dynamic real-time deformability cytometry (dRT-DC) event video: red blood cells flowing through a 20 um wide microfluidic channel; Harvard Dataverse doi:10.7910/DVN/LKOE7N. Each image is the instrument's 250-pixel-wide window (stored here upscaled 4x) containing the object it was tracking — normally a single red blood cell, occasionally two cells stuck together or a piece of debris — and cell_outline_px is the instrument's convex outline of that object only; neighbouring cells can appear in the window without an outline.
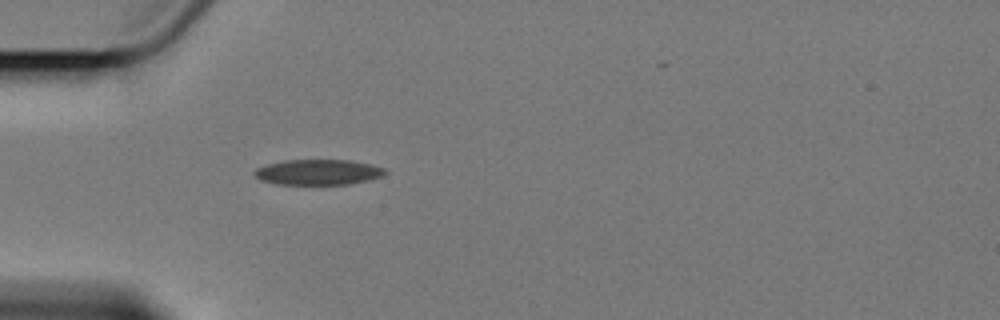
{"species": "Egyptian fruit bat (a non-hibernating species)", "species_latin": "Rousettus aegyptiacus", "temperature_condition": "cold", "stored_images_in_passage": 1, "camera_frame_rate_fps": 3000, "um_per_image_px": 0.085, "animal": {"sex": "female"}, "frame": {"image": 1, "passage_image": 1, "time_ms": 0.0, "image_size_px": [1000, 320], "cell_outline_px": [[388, 172], [384, 176], [368, 180], [348, 184], [276, 184], [260, 180], [252, 176], [252, 172], [256, 168], [268, 164], [284, 160], [348, 160], [372, 164], [384, 168]], "centroid_in_image_um": [27.03, 14.63], "position_along_channel_um": 58.0, "area_um2": 19.54}}